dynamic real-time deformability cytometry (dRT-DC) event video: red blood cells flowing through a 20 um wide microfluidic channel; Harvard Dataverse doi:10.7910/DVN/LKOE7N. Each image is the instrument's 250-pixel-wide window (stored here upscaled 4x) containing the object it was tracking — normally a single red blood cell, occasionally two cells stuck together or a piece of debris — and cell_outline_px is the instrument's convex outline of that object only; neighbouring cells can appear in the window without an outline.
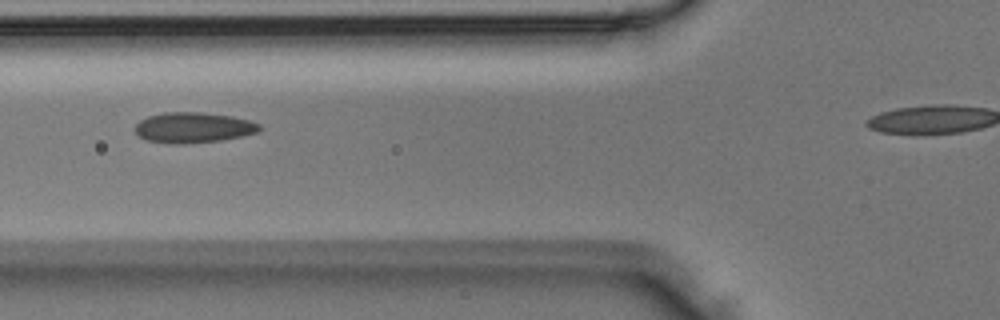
{"species": "Egyptian fruit bat (a non-hibernating species)", "species_latin": "Rousettus aegyptiacus", "temperature_condition": "room temperature", "stored_images_in_passage": 2, "camera_frame_rate_fps": 3000, "um_per_image_px": 0.085, "animal": {"sex": "male"}, "frame": {"image": 1, "passage_image": 2, "time_ms": 0.333, "image_size_px": [1000, 320], "cell_outline_px": [[260, 132], [220, 140], [184, 144], [168, 144], [148, 140], [140, 136], [136, 132], [136, 124], [140, 120], [148, 116], [164, 112], [196, 112], [232, 116], [248, 120], [260, 124]], "centroid_in_image_um": [16.42, 10.84], "position_along_channel_um": 109.4, "area_um2": 21.96}}